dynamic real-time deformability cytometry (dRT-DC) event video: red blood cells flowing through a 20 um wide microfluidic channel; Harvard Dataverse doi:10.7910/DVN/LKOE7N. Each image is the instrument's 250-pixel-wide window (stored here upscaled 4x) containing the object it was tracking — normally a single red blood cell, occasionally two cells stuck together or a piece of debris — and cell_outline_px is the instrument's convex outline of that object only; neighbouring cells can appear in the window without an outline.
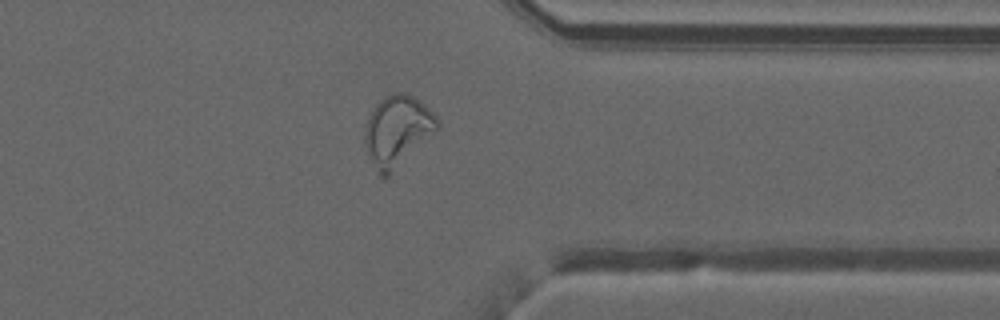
{"species": "common noctule bat (a hibernating species)", "species_latin": "Nyctalus noctula", "temperature_condition": "warm", "stored_images_in_passage": 40, "camera_frame_rate_fps": 3000, "um_per_image_px": 0.085, "animal": {"sex": "male", "forearm_length_mm": 52.5}, "frame": {"image": 1, "passage_image": 29, "time_ms": 9.333, "image_size_px": [1000, 320], "cell_outline_px": [[440, 128], [384, 180], [380, 176], [364, 144], [364, 136], [368, 116], [372, 108], [380, 100], [396, 92], [404, 92], [412, 96], [424, 104], [440, 120]], "centroid_in_image_um": [33.79, 11.11], "position_along_channel_um": 377.6, "area_um2": 29.59}}